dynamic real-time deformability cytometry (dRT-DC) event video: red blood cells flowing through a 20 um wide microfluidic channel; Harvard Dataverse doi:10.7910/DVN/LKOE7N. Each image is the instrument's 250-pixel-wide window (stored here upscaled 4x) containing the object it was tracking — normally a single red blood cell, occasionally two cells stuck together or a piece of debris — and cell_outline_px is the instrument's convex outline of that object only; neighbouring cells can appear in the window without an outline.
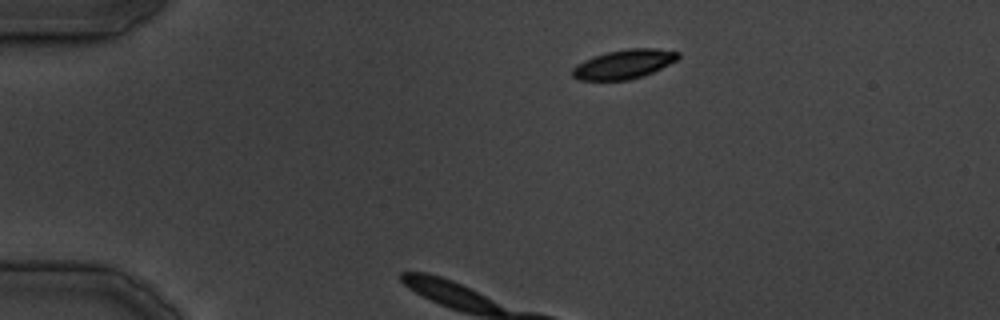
{"species": "common noctule bat (a hibernating species)", "species_latin": "Nyctalus noctula", "temperature_condition": "cold", "stored_images_in_passage": 4, "camera_frame_rate_fps": 3000, "um_per_image_px": 0.085, "animal": {"sex": "male", "body_mass_g": 19.5, "forearm_length_mm": 54.6}, "frame": {"image": 1, "passage_image": 1, "time_ms": 0.0, "image_size_px": [1000, 320], "cell_outline_px": [[680, 56], [676, 60], [644, 76], [628, 80], [580, 80], [572, 76], [572, 68], [576, 64], [592, 56], [608, 52], [628, 48], [656, 48], [680, 52]], "centroid_in_image_um": [53.01, 5.45], "position_along_channel_um": 32.0, "area_um2": 17.98}}